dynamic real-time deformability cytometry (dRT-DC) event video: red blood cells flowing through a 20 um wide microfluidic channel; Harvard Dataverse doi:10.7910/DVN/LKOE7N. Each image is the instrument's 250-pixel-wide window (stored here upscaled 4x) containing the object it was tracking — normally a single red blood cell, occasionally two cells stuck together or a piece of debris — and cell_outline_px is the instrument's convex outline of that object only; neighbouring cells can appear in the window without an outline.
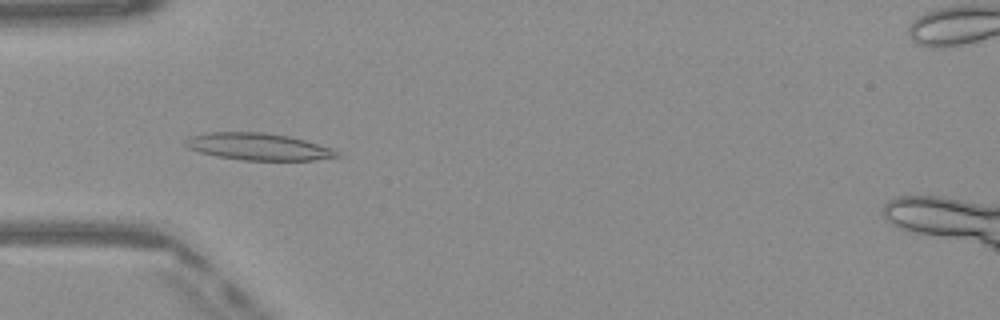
{"species": "Egyptian fruit bat (a non-hibernating species)", "species_latin": "Rousettus aegyptiacus", "temperature_condition": "warm", "stored_images_in_passage": 49, "camera_frame_rate_fps": 3000, "um_per_image_px": 0.085, "frame": {"image": 1, "passage_image": 15, "time_ms": 4.667, "image_size_px": [1000, 320], "cell_outline_px": [[344, 156], [312, 160], [244, 160], [216, 156], [200, 152], [188, 148], [184, 144], [184, 140], [188, 136], [204, 132], [264, 132], [288, 136], [304, 140], [332, 148], [340, 152]], "centroid_in_image_um": [21.94, 12.46], "position_along_channel_um": 63.1, "area_um2": 23.99}}
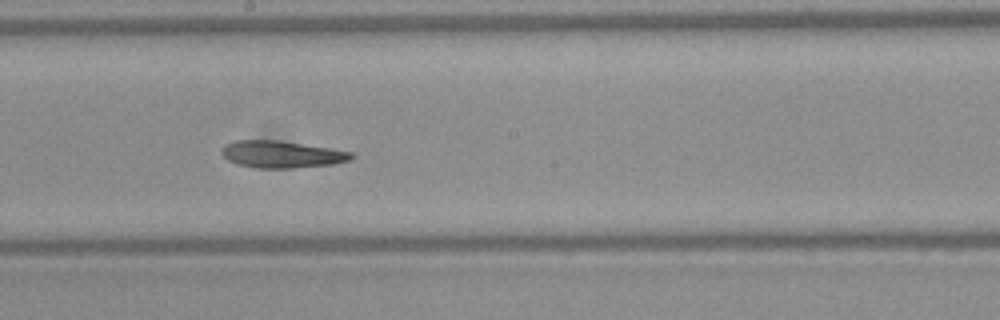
{"frame": {"image": 2, "passage_image": 27, "time_ms": 8.667, "image_size_px": [1000, 320], "cell_outline_px": [[356, 156], [348, 160], [332, 164], [288, 168], [260, 168], [236, 164], [228, 160], [220, 152], [220, 148], [224, 144], [236, 140], [280, 140], [352, 152]], "centroid_in_image_um": [23.88, 13.11], "position_along_channel_um": 224.3, "area_um2": 20.35}}
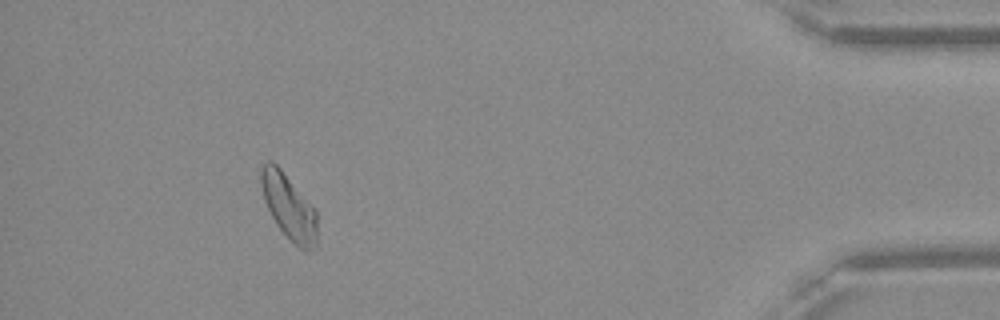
{"frame": {"image": 3, "passage_image": 45, "time_ms": 14.667, "image_size_px": [1000, 320], "cell_outline_px": [[316, 248], [312, 252], [304, 252], [276, 224], [264, 200], [260, 184], [260, 168], [268, 160], [272, 160], [280, 168], [316, 208]], "centroid_in_image_um": [24.56, 17.56], "position_along_channel_um": 410.6, "area_um2": 21.39}, "authors_computed_cell_mechanics": {"area_um2": 21.5016, "velocity_mm_per_s": 4.063, "shape_relaxation_time_tau1_ms": null, "shape_relaxation_time_tau2_ms": 7.3026, "deformation_change_tau1": null, "deformation_change_tau2": 0.1652}}